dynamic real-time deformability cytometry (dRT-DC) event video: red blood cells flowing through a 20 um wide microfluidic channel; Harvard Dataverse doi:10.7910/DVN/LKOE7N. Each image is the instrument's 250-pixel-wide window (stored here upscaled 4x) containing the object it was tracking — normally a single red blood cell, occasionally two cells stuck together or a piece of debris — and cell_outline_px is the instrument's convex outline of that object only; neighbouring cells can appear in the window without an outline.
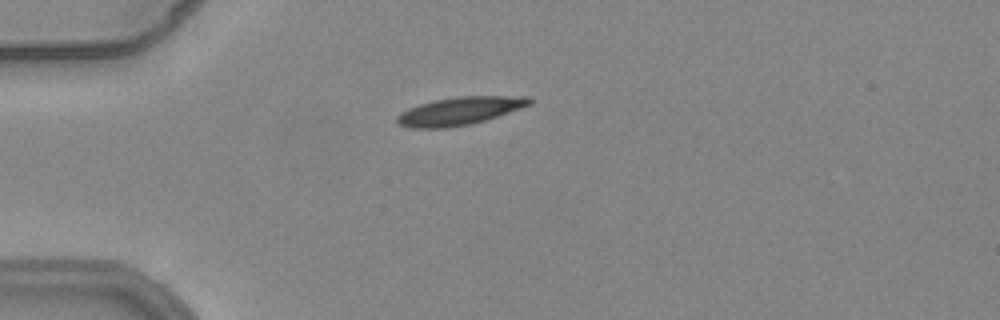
{"species": "common noctule bat (a hibernating species)", "species_latin": "Nyctalus noctula", "temperature_condition": "warm", "stored_images_in_passage": 40, "camera_frame_rate_fps": 3000, "um_per_image_px": 0.085, "animal": {"sex": "female", "body_mass_g": 24.6, "forearm_length_mm": 56.2}, "frame": {"image": 1, "passage_image": 1, "time_ms": 0.0, "image_size_px": [1000, 320], "cell_outline_px": [[532, 104], [484, 120], [468, 124], [444, 128], [412, 128], [400, 124], [396, 120], [396, 116], [400, 112], [408, 108], [420, 104], [436, 100], [460, 96], [528, 96], [532, 100]], "centroid_in_image_um": [39.05, 9.42], "position_along_channel_um": 45.9, "area_um2": 21.21}}
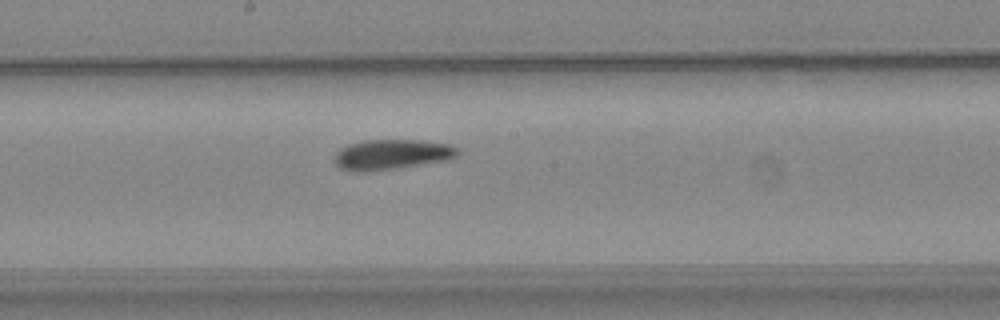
{"frame": {"image": 2, "passage_image": 16, "time_ms": 5.0, "image_size_px": [1000, 320], "cell_outline_px": [[460, 152], [456, 156], [448, 160], [396, 168], [368, 172], [356, 172], [340, 168], [332, 160], [336, 152], [340, 148], [348, 144], [364, 140], [428, 140], [452, 144]], "centroid_in_image_um": [33.29, 13.12], "position_along_channel_um": 214.9, "area_um2": 22.02}}
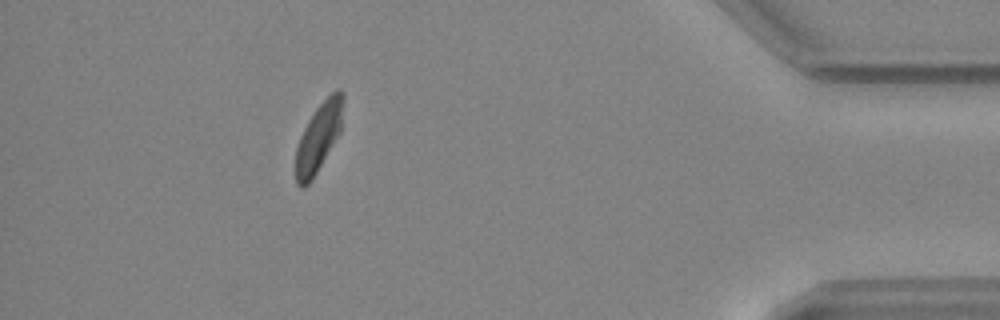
{"frame": {"image": 3, "passage_image": 35, "time_ms": 11.333, "image_size_px": [1000, 320], "cell_outline_px": [[344, 100], [340, 132], [312, 180], [304, 188], [300, 188], [296, 184], [296, 148], [300, 136], [308, 120], [316, 108], [336, 88], [340, 88], [344, 96]], "centroid_in_image_um": [27.08, 11.66], "position_along_channel_um": 408.1, "area_um2": 18.9}, "authors_computed_cell_mechanics": {"area_um2": 21.2126, "velocity_mm_per_s": 3.8435, "shape_relaxation_time_tau1_ms": 4.0645, "shape_relaxation_time_tau2_ms": 7.0491, "deformation_change_tau1": 0.1424, "deformation_change_tau2": 0.1393}}